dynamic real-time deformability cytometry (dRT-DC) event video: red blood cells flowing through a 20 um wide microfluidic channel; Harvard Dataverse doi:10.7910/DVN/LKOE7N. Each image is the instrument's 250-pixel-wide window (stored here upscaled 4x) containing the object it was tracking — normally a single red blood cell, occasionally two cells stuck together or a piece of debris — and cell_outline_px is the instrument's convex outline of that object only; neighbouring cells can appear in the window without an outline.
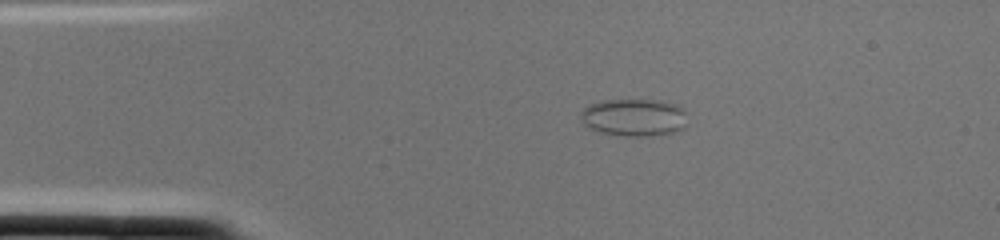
{"species": "common noctule bat (a hibernating species)", "species_latin": "Nyctalus noctula", "temperature_condition": "cold", "stored_images_in_passage": 1, "camera_frame_rate_fps": 3000, "um_per_image_px": 0.085, "animal": {"sex": "female", "body_mass_g": 22.0, "forearm_length_mm": 56.7}, "frame": {"image": 1, "passage_image": 1, "time_ms": 0.0, "image_size_px": [1000, 240], "cell_outline_px": [[684, 128], [672, 132], [652, 136], [624, 136], [600, 132], [588, 128], [580, 120], [580, 112], [588, 104], [600, 100], [656, 100], [676, 104], [684, 112]], "centroid_in_image_um": [53.81, 9.98], "position_along_channel_um": 31.2, "area_um2": 23.29}}